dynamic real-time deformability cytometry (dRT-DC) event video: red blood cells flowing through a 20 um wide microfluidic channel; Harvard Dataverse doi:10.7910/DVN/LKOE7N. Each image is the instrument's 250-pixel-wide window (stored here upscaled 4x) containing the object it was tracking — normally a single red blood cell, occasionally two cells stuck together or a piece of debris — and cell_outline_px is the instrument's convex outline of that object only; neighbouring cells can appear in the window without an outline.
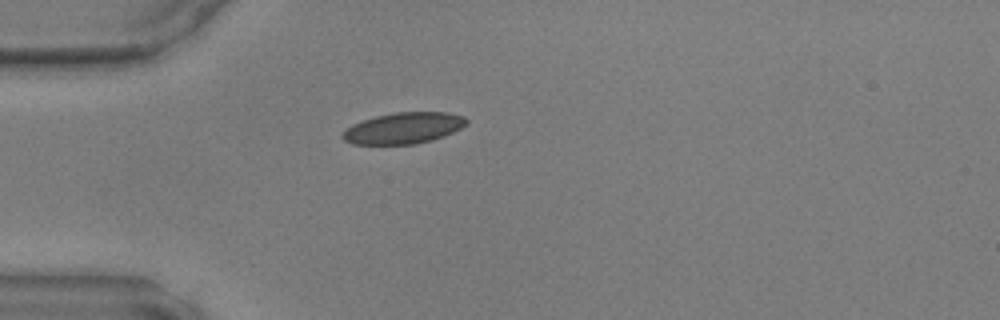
{"species": "common noctule bat (a hibernating species)", "species_latin": "Nyctalus noctula", "temperature_condition": "warm", "stored_images_in_passage": 35, "camera_frame_rate_fps": 3000, "um_per_image_px": 0.085, "animal": {"sex": "male", "body_mass_g": 17.9, "forearm_length_mm": 54.2}, "frame": {"image": 1, "passage_image": 1, "time_ms": 0.0, "image_size_px": [1000, 320], "cell_outline_px": [[468, 124], [444, 136], [432, 140], [416, 144], [352, 144], [344, 140], [340, 136], [352, 124], [376, 116], [396, 112], [448, 112], [464, 116], [468, 120]], "centroid_in_image_um": [34.33, 10.89], "position_along_channel_um": 50.7, "area_um2": 22.48}}
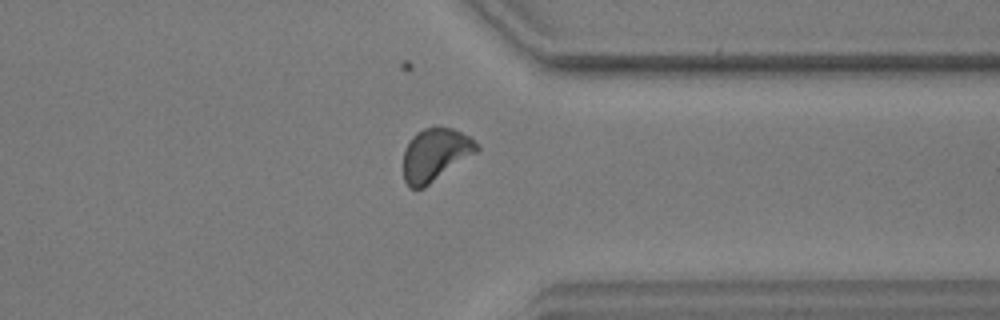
{"frame": {"image": 2, "passage_image": 25, "time_ms": 8.0, "image_size_px": [1000, 320], "cell_outline_px": [[480, 148], [476, 152], [424, 188], [412, 188], [404, 180], [404, 152], [412, 136], [416, 132], [424, 128], [452, 128], [468, 136], [480, 144]], "centroid_in_image_um": [37.0, 13.14], "position_along_channel_um": 374.4, "area_um2": 22.14}}
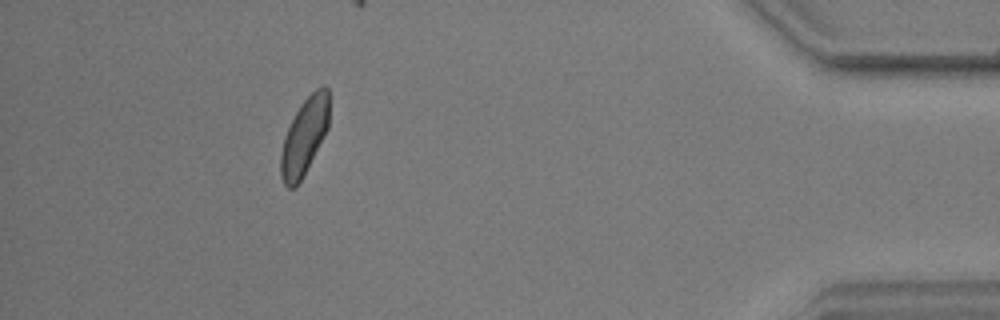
{"frame": {"image": 3, "passage_image": 31, "time_ms": 10.0, "image_size_px": [1000, 320], "cell_outline_px": [[328, 128], [324, 136], [296, 188], [288, 188], [284, 184], [280, 176], [280, 156], [284, 136], [300, 104], [316, 88], [324, 84], [328, 88]], "centroid_in_image_um": [25.85, 11.6], "position_along_channel_um": 409.3, "area_um2": 21.39}}